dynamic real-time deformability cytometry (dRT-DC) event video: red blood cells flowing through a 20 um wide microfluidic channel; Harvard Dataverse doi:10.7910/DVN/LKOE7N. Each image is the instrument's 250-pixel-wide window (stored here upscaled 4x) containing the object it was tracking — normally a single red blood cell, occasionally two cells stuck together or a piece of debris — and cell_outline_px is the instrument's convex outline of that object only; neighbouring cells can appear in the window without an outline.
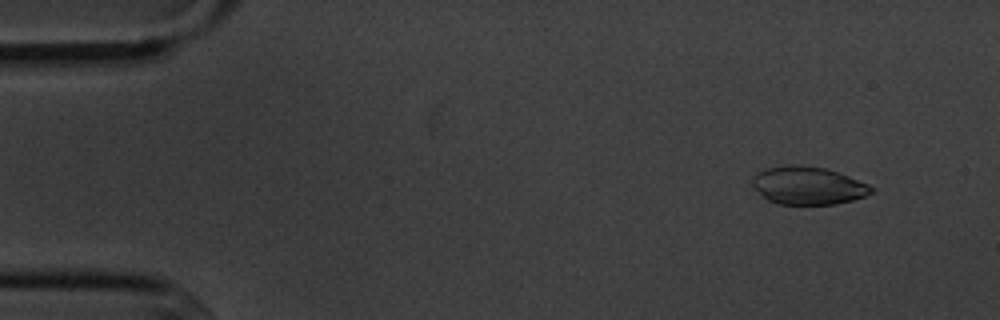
{"species": "common noctule bat (a hibernating species)", "species_latin": "Nyctalus noctula", "temperature_condition": "cold", "stored_images_in_passage": 4, "camera_frame_rate_fps": 3000, "um_per_image_px": 0.085, "animal": {"sex": "male", "body_mass_g": 20.1, "forearm_length_mm": 53.5}, "frame": {"image": 1, "passage_image": 2, "time_ms": 1.0, "image_size_px": [1000, 320], "cell_outline_px": [[876, 188], [872, 192], [864, 196], [852, 200], [836, 204], [776, 204], [768, 200], [752, 188], [752, 176], [756, 172], [764, 168], [788, 164], [800, 164], [828, 168], [840, 172], [868, 184]], "centroid_in_image_um": [68.65, 15.75], "position_along_channel_um": 16.4, "area_um2": 26.82}}